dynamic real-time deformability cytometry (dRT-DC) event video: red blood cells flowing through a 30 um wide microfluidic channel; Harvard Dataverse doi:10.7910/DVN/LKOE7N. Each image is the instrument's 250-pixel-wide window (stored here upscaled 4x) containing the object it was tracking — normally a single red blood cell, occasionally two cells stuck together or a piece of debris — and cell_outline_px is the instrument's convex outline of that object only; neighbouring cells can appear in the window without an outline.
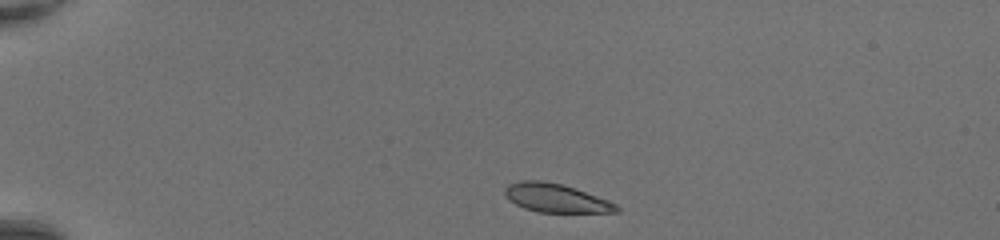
{"species": "common noctule bat (a hibernating species)", "species_latin": "Nyctalus noctula", "temperature_condition": "room temperature", "stored_images_in_passage": 38, "camera_frame_rate_fps": 3000, "um_per_image_px": 0.085, "animal": {"sex": "female", "body_mass_g": 20.0, "forearm_length_mm": 54.0}, "frame": {"image": 1, "passage_image": 1, "time_ms": 0.0, "image_size_px": [1000, 240], "cell_outline_px": [[620, 212], [540, 212], [524, 208], [508, 200], [504, 192], [504, 188], [508, 184], [520, 180], [540, 180], [560, 184], [608, 200], [616, 204], [620, 208]], "centroid_in_image_um": [47.21, 16.83], "position_along_channel_um": 37.8, "area_um2": 18.38}}
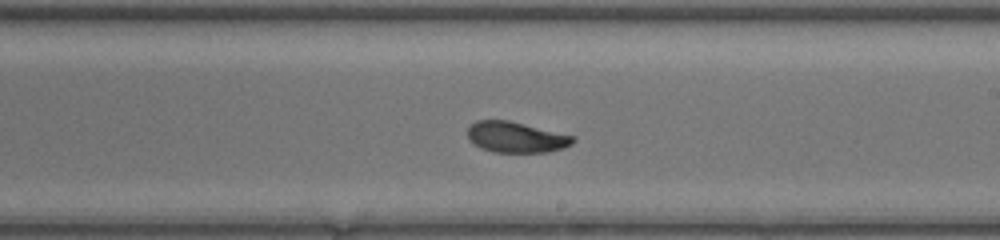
{"frame": {"image": 2, "passage_image": 20, "time_ms": 6.333, "image_size_px": [1000, 240], "cell_outline_px": [[576, 140], [572, 144], [564, 148], [548, 152], [492, 152], [472, 144], [468, 140], [468, 128], [476, 120], [508, 120], [576, 136]], "centroid_in_image_um": [43.88, 11.66], "position_along_channel_um": 245.1, "area_um2": 19.07}}
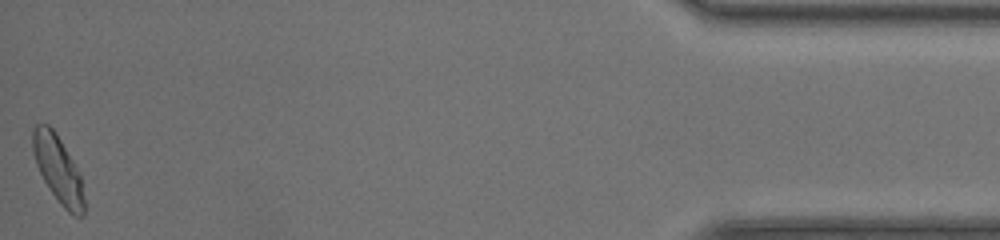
{"frame": {"image": 3, "passage_image": 38, "time_ms": 12.333, "image_size_px": [1000, 240], "cell_outline_px": [[84, 216], [72, 216], [60, 204], [44, 180], [36, 164], [32, 152], [32, 128], [36, 124], [48, 124], [56, 132], [72, 160], [80, 176], [84, 200]], "centroid_in_image_um": [4.91, 14.37], "position_along_channel_um": 430.3, "area_um2": 19.83}, "authors_computed_cell_mechanics": {"area_um2": 19.4208, "velocity_mm_per_s": 4.3781, "shape_relaxation_time_tau1_ms": 2.7637, "shape_relaxation_time_tau2_ms": 1.6577, "deformation_change_tau1": 0.1215, "deformation_change_tau2": 0.0601}}